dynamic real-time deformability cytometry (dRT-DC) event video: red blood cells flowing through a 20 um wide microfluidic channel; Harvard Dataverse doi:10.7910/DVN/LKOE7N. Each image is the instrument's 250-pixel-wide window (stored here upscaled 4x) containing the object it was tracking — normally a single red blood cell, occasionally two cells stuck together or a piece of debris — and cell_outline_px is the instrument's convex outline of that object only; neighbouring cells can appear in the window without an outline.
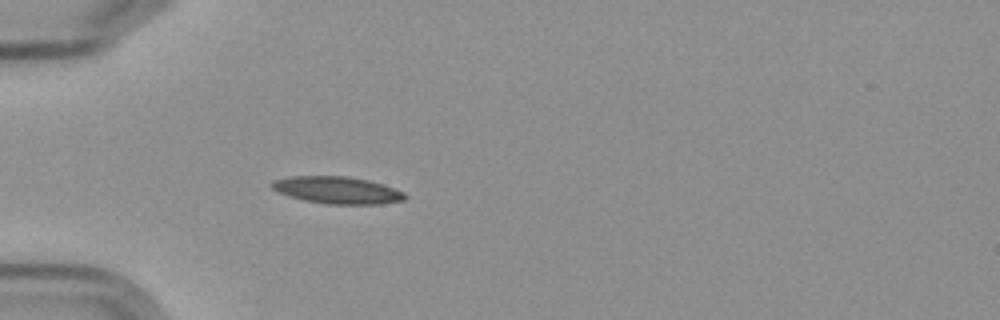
{"species": "Egyptian fruit bat (a non-hibernating species)", "species_latin": "Rousettus aegyptiacus", "temperature_condition": "cold", "stored_images_in_passage": 4, "camera_frame_rate_fps": 3000, "um_per_image_px": 0.085, "frame": {"image": 1, "passage_image": 4, "time_ms": 4.333, "image_size_px": [1000, 320], "cell_outline_px": [[408, 196], [404, 200], [380, 204], [328, 204], [304, 200], [280, 192], [272, 188], [268, 184], [272, 180], [292, 176], [348, 176], [368, 180], [384, 184], [404, 192]], "centroid_in_image_um": [28.69, 16.15], "position_along_channel_um": 56.3, "area_um2": 21.04}}